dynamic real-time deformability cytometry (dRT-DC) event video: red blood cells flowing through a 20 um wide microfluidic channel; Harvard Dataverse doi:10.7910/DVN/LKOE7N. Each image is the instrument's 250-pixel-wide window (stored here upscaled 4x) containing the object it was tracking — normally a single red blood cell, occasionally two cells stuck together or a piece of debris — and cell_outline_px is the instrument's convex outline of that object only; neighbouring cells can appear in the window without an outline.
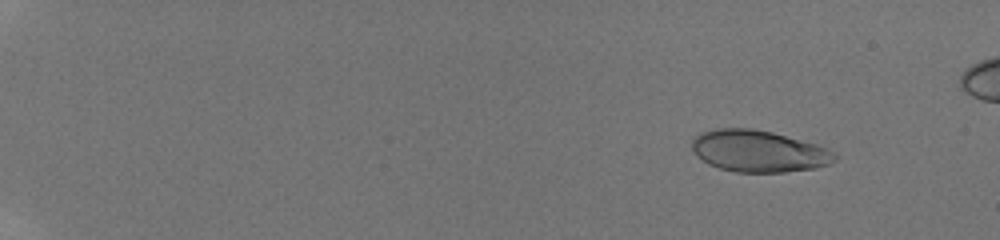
{"species": "human", "species_latin": "Homo sapiens", "temperature_condition": "room temperature", "stored_images_in_passage": 12, "camera_frame_rate_fps": 3000, "um_per_image_px": 0.085, "donor": {"sex": "male"}, "frame": {"image": 1, "passage_image": 3, "time_ms": 1.333, "image_size_px": [1000, 240], "cell_outline_px": [[836, 160], [832, 164], [816, 168], [784, 172], [736, 172], [720, 168], [708, 164], [696, 156], [692, 152], [692, 140], [700, 132], [716, 128], [752, 128], [772, 132], [816, 144], [828, 148], [836, 152]], "centroid_in_image_um": [64.49, 12.85], "position_along_channel_um": 20.5, "area_um2": 35.03}}
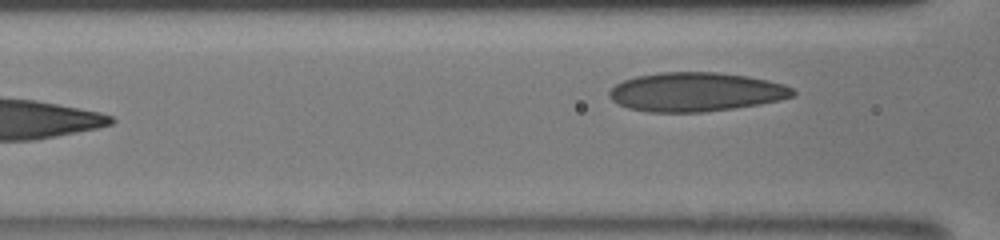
{"frame": {"image": 2, "passage_image": 12, "time_ms": 9.0, "image_size_px": [1000, 240], "cell_outline_px": [[796, 92], [792, 96], [760, 104], [704, 112], [648, 112], [628, 108], [612, 100], [608, 96], [608, 92], [616, 84], [624, 80], [636, 76], [660, 72], [720, 72], [748, 76], [768, 80], [784, 84], [792, 88]], "centroid_in_image_um": [59.13, 7.81], "position_along_channel_um": 107.5, "area_um2": 41.67}}